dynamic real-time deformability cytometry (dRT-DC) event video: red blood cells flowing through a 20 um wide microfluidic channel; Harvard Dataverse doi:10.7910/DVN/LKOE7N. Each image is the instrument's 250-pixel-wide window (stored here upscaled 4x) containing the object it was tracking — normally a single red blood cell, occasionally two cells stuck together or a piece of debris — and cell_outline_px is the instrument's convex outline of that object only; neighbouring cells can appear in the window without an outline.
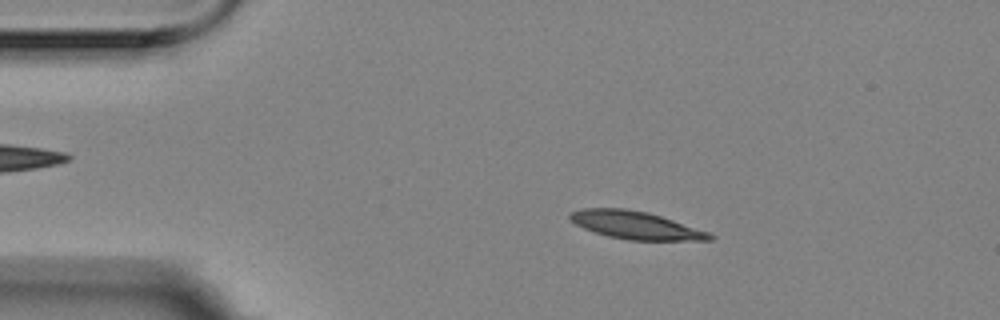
{"species": "Egyptian fruit bat (a non-hibernating species)", "species_latin": "Rousettus aegyptiacus", "temperature_condition": "room temperature", "stored_images_in_passage": 4, "camera_frame_rate_fps": 3000, "um_per_image_px": 0.085, "animal": {"sex": "female"}, "frame": {"image": 1, "passage_image": 3, "time_ms": 0.667, "image_size_px": [1000, 320], "cell_outline_px": [[716, 236], [712, 240], [628, 240], [608, 236], [584, 228], [576, 224], [568, 216], [572, 212], [580, 208], [628, 208], [648, 212], [708, 232]], "centroid_in_image_um": [54.02, 19.13], "position_along_channel_um": 31.0, "area_um2": 22.37}}